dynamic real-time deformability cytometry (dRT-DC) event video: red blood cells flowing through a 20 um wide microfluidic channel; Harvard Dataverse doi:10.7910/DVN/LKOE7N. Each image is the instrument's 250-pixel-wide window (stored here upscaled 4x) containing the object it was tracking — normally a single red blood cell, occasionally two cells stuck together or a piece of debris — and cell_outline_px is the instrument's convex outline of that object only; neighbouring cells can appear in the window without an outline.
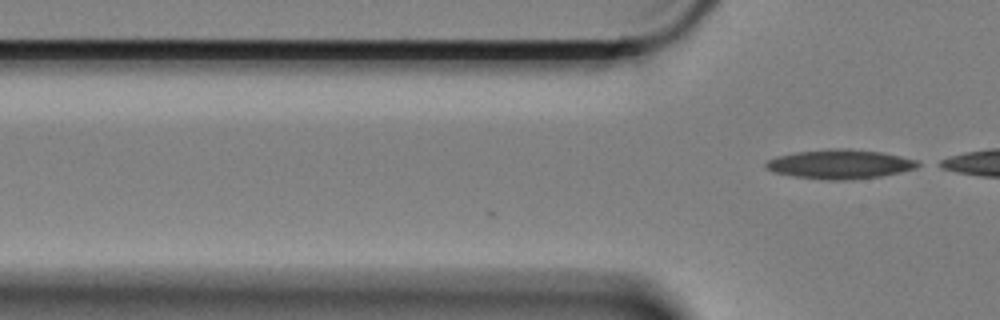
{"species": "Egyptian fruit bat (a non-hibernating species)", "species_latin": "Rousettus aegyptiacus", "temperature_condition": "cold", "stored_images_in_passage": 3, "camera_frame_rate_fps": 3000, "um_per_image_px": 0.085, "animal": {"sex": "female"}, "frame": {"image": 1, "passage_image": 3, "time_ms": 0.667, "image_size_px": [1000, 320], "cell_outline_px": [[924, 164], [916, 168], [900, 172], [880, 176], [844, 180], [828, 180], [796, 176], [776, 172], [764, 168], [764, 164], [768, 160], [776, 156], [796, 152], [832, 148], [848, 148], [880, 152], [920, 160]], "centroid_in_image_um": [71.43, 13.94], "position_along_channel_um": 54.4, "area_um2": 25.89}}